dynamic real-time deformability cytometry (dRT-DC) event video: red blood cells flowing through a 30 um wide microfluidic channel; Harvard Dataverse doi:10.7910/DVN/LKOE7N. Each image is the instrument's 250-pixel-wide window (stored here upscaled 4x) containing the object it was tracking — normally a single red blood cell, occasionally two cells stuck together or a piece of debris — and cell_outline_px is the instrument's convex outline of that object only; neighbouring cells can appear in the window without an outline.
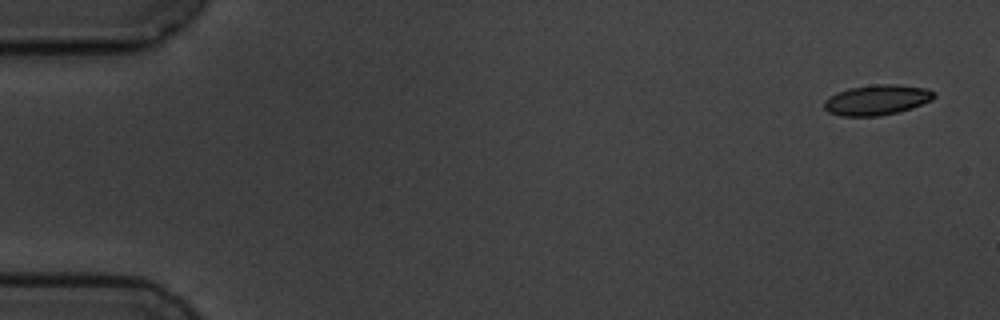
{"species": "common noctule bat (a hibernating species)", "species_latin": "Nyctalus noctula", "temperature_condition": "cold", "stored_images_in_passage": 3, "camera_frame_rate_fps": 3000, "um_per_image_px": 0.085, "animal": {"sex": "male", "body_mass_g": 19.5, "forearm_length_mm": 54.6}, "frame": {"image": 1, "passage_image": 1, "time_ms": 0.0, "image_size_px": [1000, 320], "cell_outline_px": [[936, 96], [932, 100], [912, 108], [880, 116], [840, 116], [828, 112], [824, 108], [824, 100], [828, 96], [836, 92], [848, 88], [872, 84], [896, 84], [928, 88], [936, 92]], "centroid_in_image_um": [74.53, 8.48], "position_along_channel_um": 10.5, "area_um2": 19.71}}